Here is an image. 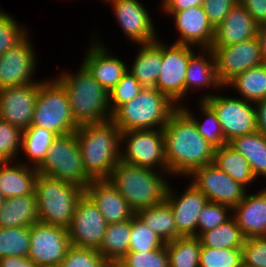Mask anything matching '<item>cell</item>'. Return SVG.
<instances>
[{
    "mask_svg": "<svg viewBox=\"0 0 266 267\" xmlns=\"http://www.w3.org/2000/svg\"><path fill=\"white\" fill-rule=\"evenodd\" d=\"M165 158L172 178H186L193 170L212 164L215 148L198 132L194 121L178 107L163 127Z\"/></svg>",
    "mask_w": 266,
    "mask_h": 267,
    "instance_id": "6da1fadb",
    "label": "cell"
},
{
    "mask_svg": "<svg viewBox=\"0 0 266 267\" xmlns=\"http://www.w3.org/2000/svg\"><path fill=\"white\" fill-rule=\"evenodd\" d=\"M75 134L85 173L92 180L108 179L120 161L121 131L110 119L80 125Z\"/></svg>",
    "mask_w": 266,
    "mask_h": 267,
    "instance_id": "7a4b0ae2",
    "label": "cell"
},
{
    "mask_svg": "<svg viewBox=\"0 0 266 267\" xmlns=\"http://www.w3.org/2000/svg\"><path fill=\"white\" fill-rule=\"evenodd\" d=\"M77 67L78 71L62 70L55 76L67 92L75 122L80 126L110 120L109 92L81 63Z\"/></svg>",
    "mask_w": 266,
    "mask_h": 267,
    "instance_id": "3957f363",
    "label": "cell"
},
{
    "mask_svg": "<svg viewBox=\"0 0 266 267\" xmlns=\"http://www.w3.org/2000/svg\"><path fill=\"white\" fill-rule=\"evenodd\" d=\"M169 178L166 172L119 161L108 180L136 213L165 200Z\"/></svg>",
    "mask_w": 266,
    "mask_h": 267,
    "instance_id": "277c9868",
    "label": "cell"
},
{
    "mask_svg": "<svg viewBox=\"0 0 266 267\" xmlns=\"http://www.w3.org/2000/svg\"><path fill=\"white\" fill-rule=\"evenodd\" d=\"M178 108L156 88L143 90L128 103L121 105L111 117L121 131L163 129L170 115Z\"/></svg>",
    "mask_w": 266,
    "mask_h": 267,
    "instance_id": "5b68a950",
    "label": "cell"
},
{
    "mask_svg": "<svg viewBox=\"0 0 266 267\" xmlns=\"http://www.w3.org/2000/svg\"><path fill=\"white\" fill-rule=\"evenodd\" d=\"M84 193L76 184L39 173L35 182L39 222L67 228Z\"/></svg>",
    "mask_w": 266,
    "mask_h": 267,
    "instance_id": "8992f818",
    "label": "cell"
},
{
    "mask_svg": "<svg viewBox=\"0 0 266 267\" xmlns=\"http://www.w3.org/2000/svg\"><path fill=\"white\" fill-rule=\"evenodd\" d=\"M38 82V96L31 126L52 131L56 136L73 133L75 122L69 98L63 85L53 76Z\"/></svg>",
    "mask_w": 266,
    "mask_h": 267,
    "instance_id": "52a82bcc",
    "label": "cell"
},
{
    "mask_svg": "<svg viewBox=\"0 0 266 267\" xmlns=\"http://www.w3.org/2000/svg\"><path fill=\"white\" fill-rule=\"evenodd\" d=\"M36 169L40 174L76 184L83 189L92 181L83 169L75 132L57 135Z\"/></svg>",
    "mask_w": 266,
    "mask_h": 267,
    "instance_id": "ba28073f",
    "label": "cell"
},
{
    "mask_svg": "<svg viewBox=\"0 0 266 267\" xmlns=\"http://www.w3.org/2000/svg\"><path fill=\"white\" fill-rule=\"evenodd\" d=\"M120 161L169 174L163 129L121 132Z\"/></svg>",
    "mask_w": 266,
    "mask_h": 267,
    "instance_id": "9c48e42d",
    "label": "cell"
},
{
    "mask_svg": "<svg viewBox=\"0 0 266 267\" xmlns=\"http://www.w3.org/2000/svg\"><path fill=\"white\" fill-rule=\"evenodd\" d=\"M197 49L195 46L167 43L161 40L162 66L156 89L178 107L185 104V77L188 61Z\"/></svg>",
    "mask_w": 266,
    "mask_h": 267,
    "instance_id": "30bf717a",
    "label": "cell"
},
{
    "mask_svg": "<svg viewBox=\"0 0 266 267\" xmlns=\"http://www.w3.org/2000/svg\"><path fill=\"white\" fill-rule=\"evenodd\" d=\"M222 91H225L224 87L205 102L216 113L227 142L257 131L254 103L237 96H226Z\"/></svg>",
    "mask_w": 266,
    "mask_h": 267,
    "instance_id": "8fae6325",
    "label": "cell"
},
{
    "mask_svg": "<svg viewBox=\"0 0 266 267\" xmlns=\"http://www.w3.org/2000/svg\"><path fill=\"white\" fill-rule=\"evenodd\" d=\"M185 179H189L207 197L208 202L226 205L231 209L244 199L248 191L214 163L193 170Z\"/></svg>",
    "mask_w": 266,
    "mask_h": 267,
    "instance_id": "7c38bea8",
    "label": "cell"
},
{
    "mask_svg": "<svg viewBox=\"0 0 266 267\" xmlns=\"http://www.w3.org/2000/svg\"><path fill=\"white\" fill-rule=\"evenodd\" d=\"M70 246L66 227L39 221L30 226L28 257L39 267H59Z\"/></svg>",
    "mask_w": 266,
    "mask_h": 267,
    "instance_id": "4fadbf2b",
    "label": "cell"
},
{
    "mask_svg": "<svg viewBox=\"0 0 266 267\" xmlns=\"http://www.w3.org/2000/svg\"><path fill=\"white\" fill-rule=\"evenodd\" d=\"M30 36L31 34H28L20 43L0 56V90L42 80V77L36 79L34 76L37 74L39 59Z\"/></svg>",
    "mask_w": 266,
    "mask_h": 267,
    "instance_id": "5bb4252c",
    "label": "cell"
},
{
    "mask_svg": "<svg viewBox=\"0 0 266 267\" xmlns=\"http://www.w3.org/2000/svg\"><path fill=\"white\" fill-rule=\"evenodd\" d=\"M102 2L111 5L113 16L125 39L127 38L134 45L151 43L158 39L156 24L140 0H103Z\"/></svg>",
    "mask_w": 266,
    "mask_h": 267,
    "instance_id": "9a60e30c",
    "label": "cell"
},
{
    "mask_svg": "<svg viewBox=\"0 0 266 267\" xmlns=\"http://www.w3.org/2000/svg\"><path fill=\"white\" fill-rule=\"evenodd\" d=\"M219 83L224 87L246 70L264 63L257 37L230 46H211Z\"/></svg>",
    "mask_w": 266,
    "mask_h": 267,
    "instance_id": "2e32d148",
    "label": "cell"
},
{
    "mask_svg": "<svg viewBox=\"0 0 266 267\" xmlns=\"http://www.w3.org/2000/svg\"><path fill=\"white\" fill-rule=\"evenodd\" d=\"M90 37L92 41L86 45L81 64L110 93L128 71V63L111 52L105 42L100 41L103 39L99 33L95 31Z\"/></svg>",
    "mask_w": 266,
    "mask_h": 267,
    "instance_id": "e0dca14e",
    "label": "cell"
},
{
    "mask_svg": "<svg viewBox=\"0 0 266 267\" xmlns=\"http://www.w3.org/2000/svg\"><path fill=\"white\" fill-rule=\"evenodd\" d=\"M106 227L105 218L84 193L78 200L73 219L67 227L71 245L98 249L105 236Z\"/></svg>",
    "mask_w": 266,
    "mask_h": 267,
    "instance_id": "ac0fdd59",
    "label": "cell"
},
{
    "mask_svg": "<svg viewBox=\"0 0 266 267\" xmlns=\"http://www.w3.org/2000/svg\"><path fill=\"white\" fill-rule=\"evenodd\" d=\"M186 180L188 185L183 187L186 189H183L182 193L169 183L165 200L173 211L177 232L182 237H197L198 214L208 199L191 182H188V179Z\"/></svg>",
    "mask_w": 266,
    "mask_h": 267,
    "instance_id": "d6986e66",
    "label": "cell"
},
{
    "mask_svg": "<svg viewBox=\"0 0 266 267\" xmlns=\"http://www.w3.org/2000/svg\"><path fill=\"white\" fill-rule=\"evenodd\" d=\"M173 19V25L178 33L176 44L191 45L197 48H211L215 28L211 25L203 5L191 7L177 12H161Z\"/></svg>",
    "mask_w": 266,
    "mask_h": 267,
    "instance_id": "ffe728a7",
    "label": "cell"
},
{
    "mask_svg": "<svg viewBox=\"0 0 266 267\" xmlns=\"http://www.w3.org/2000/svg\"><path fill=\"white\" fill-rule=\"evenodd\" d=\"M38 82L0 90V120L20 128L28 129L33 120Z\"/></svg>",
    "mask_w": 266,
    "mask_h": 267,
    "instance_id": "44dd1931",
    "label": "cell"
},
{
    "mask_svg": "<svg viewBox=\"0 0 266 267\" xmlns=\"http://www.w3.org/2000/svg\"><path fill=\"white\" fill-rule=\"evenodd\" d=\"M221 88L223 86L217 78L216 63L212 49L198 48L188 61L185 77V97L188 99L189 93L191 92V95L193 91H196L195 94H198V99L196 100L205 101L208 97L220 91ZM199 91L200 95L197 93Z\"/></svg>",
    "mask_w": 266,
    "mask_h": 267,
    "instance_id": "7402d4cb",
    "label": "cell"
},
{
    "mask_svg": "<svg viewBox=\"0 0 266 267\" xmlns=\"http://www.w3.org/2000/svg\"><path fill=\"white\" fill-rule=\"evenodd\" d=\"M85 194L94 202L107 224L132 219L136 213L108 179L92 180Z\"/></svg>",
    "mask_w": 266,
    "mask_h": 267,
    "instance_id": "603a6c76",
    "label": "cell"
},
{
    "mask_svg": "<svg viewBox=\"0 0 266 267\" xmlns=\"http://www.w3.org/2000/svg\"><path fill=\"white\" fill-rule=\"evenodd\" d=\"M232 217L246 239L266 236V186L255 193L249 189L232 209Z\"/></svg>",
    "mask_w": 266,
    "mask_h": 267,
    "instance_id": "cb8c5ba5",
    "label": "cell"
},
{
    "mask_svg": "<svg viewBox=\"0 0 266 267\" xmlns=\"http://www.w3.org/2000/svg\"><path fill=\"white\" fill-rule=\"evenodd\" d=\"M258 26L239 1L215 28L212 46H230L254 38Z\"/></svg>",
    "mask_w": 266,
    "mask_h": 267,
    "instance_id": "d4e9b609",
    "label": "cell"
},
{
    "mask_svg": "<svg viewBox=\"0 0 266 267\" xmlns=\"http://www.w3.org/2000/svg\"><path fill=\"white\" fill-rule=\"evenodd\" d=\"M36 167L19 160L0 162V192L4 199L35 194Z\"/></svg>",
    "mask_w": 266,
    "mask_h": 267,
    "instance_id": "484cf974",
    "label": "cell"
},
{
    "mask_svg": "<svg viewBox=\"0 0 266 267\" xmlns=\"http://www.w3.org/2000/svg\"><path fill=\"white\" fill-rule=\"evenodd\" d=\"M161 36L151 43L136 44L139 46L133 62L128 61L130 72L144 88H156L162 66Z\"/></svg>",
    "mask_w": 266,
    "mask_h": 267,
    "instance_id": "4316f807",
    "label": "cell"
},
{
    "mask_svg": "<svg viewBox=\"0 0 266 267\" xmlns=\"http://www.w3.org/2000/svg\"><path fill=\"white\" fill-rule=\"evenodd\" d=\"M38 221L35 194L5 199L0 207V228L28 227Z\"/></svg>",
    "mask_w": 266,
    "mask_h": 267,
    "instance_id": "83f0119b",
    "label": "cell"
},
{
    "mask_svg": "<svg viewBox=\"0 0 266 267\" xmlns=\"http://www.w3.org/2000/svg\"><path fill=\"white\" fill-rule=\"evenodd\" d=\"M228 144L247 159L257 180H266V136L255 131L237 136Z\"/></svg>",
    "mask_w": 266,
    "mask_h": 267,
    "instance_id": "f1b7e54d",
    "label": "cell"
},
{
    "mask_svg": "<svg viewBox=\"0 0 266 267\" xmlns=\"http://www.w3.org/2000/svg\"><path fill=\"white\" fill-rule=\"evenodd\" d=\"M224 88L226 91H236L237 97L248 102L256 103L266 99V63L238 74Z\"/></svg>",
    "mask_w": 266,
    "mask_h": 267,
    "instance_id": "f546056e",
    "label": "cell"
},
{
    "mask_svg": "<svg viewBox=\"0 0 266 267\" xmlns=\"http://www.w3.org/2000/svg\"><path fill=\"white\" fill-rule=\"evenodd\" d=\"M213 163L247 189L252 188L255 181L259 184L247 159L229 144L215 149Z\"/></svg>",
    "mask_w": 266,
    "mask_h": 267,
    "instance_id": "4dcf8cb0",
    "label": "cell"
},
{
    "mask_svg": "<svg viewBox=\"0 0 266 267\" xmlns=\"http://www.w3.org/2000/svg\"><path fill=\"white\" fill-rule=\"evenodd\" d=\"M136 215L165 243L182 237L177 232L173 211L166 200L160 204L138 210Z\"/></svg>",
    "mask_w": 266,
    "mask_h": 267,
    "instance_id": "1f68e13d",
    "label": "cell"
},
{
    "mask_svg": "<svg viewBox=\"0 0 266 267\" xmlns=\"http://www.w3.org/2000/svg\"><path fill=\"white\" fill-rule=\"evenodd\" d=\"M131 219L107 224L105 236L97 251L110 264H116L128 252L130 245Z\"/></svg>",
    "mask_w": 266,
    "mask_h": 267,
    "instance_id": "d6a6232c",
    "label": "cell"
},
{
    "mask_svg": "<svg viewBox=\"0 0 266 267\" xmlns=\"http://www.w3.org/2000/svg\"><path fill=\"white\" fill-rule=\"evenodd\" d=\"M195 102H197L196 105L198 106L197 109L199 110L198 112H196L195 115H194L195 111L191 110V106L188 105L189 103L187 104L185 103L184 105L180 106V108L194 121L198 129V132L215 149L221 148L226 144H228L226 138L224 137V133L221 124L218 121L216 113L205 101L195 100ZM197 113H199L198 115H200L201 118L203 117L204 118L201 119L200 116H197Z\"/></svg>",
    "mask_w": 266,
    "mask_h": 267,
    "instance_id": "836d02e7",
    "label": "cell"
},
{
    "mask_svg": "<svg viewBox=\"0 0 266 267\" xmlns=\"http://www.w3.org/2000/svg\"><path fill=\"white\" fill-rule=\"evenodd\" d=\"M56 135L45 128L30 126L22 134L21 154L26 159H19L25 165L38 167L48 152ZM26 156V157H25Z\"/></svg>",
    "mask_w": 266,
    "mask_h": 267,
    "instance_id": "e575fe53",
    "label": "cell"
},
{
    "mask_svg": "<svg viewBox=\"0 0 266 267\" xmlns=\"http://www.w3.org/2000/svg\"><path fill=\"white\" fill-rule=\"evenodd\" d=\"M201 246L215 249L242 248L246 240L233 217L200 237Z\"/></svg>",
    "mask_w": 266,
    "mask_h": 267,
    "instance_id": "d590c367",
    "label": "cell"
},
{
    "mask_svg": "<svg viewBox=\"0 0 266 267\" xmlns=\"http://www.w3.org/2000/svg\"><path fill=\"white\" fill-rule=\"evenodd\" d=\"M165 245L169 267H199L201 241L198 237H180Z\"/></svg>",
    "mask_w": 266,
    "mask_h": 267,
    "instance_id": "8d00e7d4",
    "label": "cell"
},
{
    "mask_svg": "<svg viewBox=\"0 0 266 267\" xmlns=\"http://www.w3.org/2000/svg\"><path fill=\"white\" fill-rule=\"evenodd\" d=\"M30 226L0 228V258L28 257Z\"/></svg>",
    "mask_w": 266,
    "mask_h": 267,
    "instance_id": "74e56055",
    "label": "cell"
},
{
    "mask_svg": "<svg viewBox=\"0 0 266 267\" xmlns=\"http://www.w3.org/2000/svg\"><path fill=\"white\" fill-rule=\"evenodd\" d=\"M165 242L135 215L131 219L129 251L148 252L165 246Z\"/></svg>",
    "mask_w": 266,
    "mask_h": 267,
    "instance_id": "f35d334b",
    "label": "cell"
},
{
    "mask_svg": "<svg viewBox=\"0 0 266 267\" xmlns=\"http://www.w3.org/2000/svg\"><path fill=\"white\" fill-rule=\"evenodd\" d=\"M2 8L0 6V56L30 34L29 29L26 28L28 25L20 23L13 15Z\"/></svg>",
    "mask_w": 266,
    "mask_h": 267,
    "instance_id": "ab89813d",
    "label": "cell"
},
{
    "mask_svg": "<svg viewBox=\"0 0 266 267\" xmlns=\"http://www.w3.org/2000/svg\"><path fill=\"white\" fill-rule=\"evenodd\" d=\"M199 267H243L241 248L215 249L201 246Z\"/></svg>",
    "mask_w": 266,
    "mask_h": 267,
    "instance_id": "60d3db41",
    "label": "cell"
},
{
    "mask_svg": "<svg viewBox=\"0 0 266 267\" xmlns=\"http://www.w3.org/2000/svg\"><path fill=\"white\" fill-rule=\"evenodd\" d=\"M22 134L20 128L0 120V162L20 159Z\"/></svg>",
    "mask_w": 266,
    "mask_h": 267,
    "instance_id": "b9f144b4",
    "label": "cell"
},
{
    "mask_svg": "<svg viewBox=\"0 0 266 267\" xmlns=\"http://www.w3.org/2000/svg\"><path fill=\"white\" fill-rule=\"evenodd\" d=\"M118 267H169L166 245L153 251H129L118 263Z\"/></svg>",
    "mask_w": 266,
    "mask_h": 267,
    "instance_id": "7bdbcfd3",
    "label": "cell"
},
{
    "mask_svg": "<svg viewBox=\"0 0 266 267\" xmlns=\"http://www.w3.org/2000/svg\"><path fill=\"white\" fill-rule=\"evenodd\" d=\"M97 249L71 245L59 267H109Z\"/></svg>",
    "mask_w": 266,
    "mask_h": 267,
    "instance_id": "ee69618b",
    "label": "cell"
},
{
    "mask_svg": "<svg viewBox=\"0 0 266 267\" xmlns=\"http://www.w3.org/2000/svg\"><path fill=\"white\" fill-rule=\"evenodd\" d=\"M232 217V209L226 205L207 202L198 214L197 237L214 229Z\"/></svg>",
    "mask_w": 266,
    "mask_h": 267,
    "instance_id": "f6af8a7d",
    "label": "cell"
},
{
    "mask_svg": "<svg viewBox=\"0 0 266 267\" xmlns=\"http://www.w3.org/2000/svg\"><path fill=\"white\" fill-rule=\"evenodd\" d=\"M143 88L138 80L127 71L109 93L111 113L113 114L121 105L137 96Z\"/></svg>",
    "mask_w": 266,
    "mask_h": 267,
    "instance_id": "bcb514c9",
    "label": "cell"
},
{
    "mask_svg": "<svg viewBox=\"0 0 266 267\" xmlns=\"http://www.w3.org/2000/svg\"><path fill=\"white\" fill-rule=\"evenodd\" d=\"M241 254L243 267H266V236L247 238Z\"/></svg>",
    "mask_w": 266,
    "mask_h": 267,
    "instance_id": "7dc6e473",
    "label": "cell"
},
{
    "mask_svg": "<svg viewBox=\"0 0 266 267\" xmlns=\"http://www.w3.org/2000/svg\"><path fill=\"white\" fill-rule=\"evenodd\" d=\"M239 0H204L203 7L211 25L216 28Z\"/></svg>",
    "mask_w": 266,
    "mask_h": 267,
    "instance_id": "c3c4849f",
    "label": "cell"
},
{
    "mask_svg": "<svg viewBox=\"0 0 266 267\" xmlns=\"http://www.w3.org/2000/svg\"><path fill=\"white\" fill-rule=\"evenodd\" d=\"M258 25L266 24V0H240Z\"/></svg>",
    "mask_w": 266,
    "mask_h": 267,
    "instance_id": "681fc988",
    "label": "cell"
},
{
    "mask_svg": "<svg viewBox=\"0 0 266 267\" xmlns=\"http://www.w3.org/2000/svg\"><path fill=\"white\" fill-rule=\"evenodd\" d=\"M204 0H162L159 4L161 12L183 11L191 7L203 5Z\"/></svg>",
    "mask_w": 266,
    "mask_h": 267,
    "instance_id": "f907efd6",
    "label": "cell"
},
{
    "mask_svg": "<svg viewBox=\"0 0 266 267\" xmlns=\"http://www.w3.org/2000/svg\"><path fill=\"white\" fill-rule=\"evenodd\" d=\"M257 131L266 136V99L254 103Z\"/></svg>",
    "mask_w": 266,
    "mask_h": 267,
    "instance_id": "816d5d0a",
    "label": "cell"
},
{
    "mask_svg": "<svg viewBox=\"0 0 266 267\" xmlns=\"http://www.w3.org/2000/svg\"><path fill=\"white\" fill-rule=\"evenodd\" d=\"M0 267H39L29 257H1Z\"/></svg>",
    "mask_w": 266,
    "mask_h": 267,
    "instance_id": "f5cc1de1",
    "label": "cell"
},
{
    "mask_svg": "<svg viewBox=\"0 0 266 267\" xmlns=\"http://www.w3.org/2000/svg\"><path fill=\"white\" fill-rule=\"evenodd\" d=\"M256 37L259 41L262 60L266 63V24L258 26Z\"/></svg>",
    "mask_w": 266,
    "mask_h": 267,
    "instance_id": "db71d44e",
    "label": "cell"
},
{
    "mask_svg": "<svg viewBox=\"0 0 266 267\" xmlns=\"http://www.w3.org/2000/svg\"><path fill=\"white\" fill-rule=\"evenodd\" d=\"M4 197L1 195V192H0V207H1V205L3 204V202H4Z\"/></svg>",
    "mask_w": 266,
    "mask_h": 267,
    "instance_id": "11a10c76",
    "label": "cell"
},
{
    "mask_svg": "<svg viewBox=\"0 0 266 267\" xmlns=\"http://www.w3.org/2000/svg\"><path fill=\"white\" fill-rule=\"evenodd\" d=\"M109 267H118L116 264H111Z\"/></svg>",
    "mask_w": 266,
    "mask_h": 267,
    "instance_id": "9f6ffc18",
    "label": "cell"
}]
</instances>
